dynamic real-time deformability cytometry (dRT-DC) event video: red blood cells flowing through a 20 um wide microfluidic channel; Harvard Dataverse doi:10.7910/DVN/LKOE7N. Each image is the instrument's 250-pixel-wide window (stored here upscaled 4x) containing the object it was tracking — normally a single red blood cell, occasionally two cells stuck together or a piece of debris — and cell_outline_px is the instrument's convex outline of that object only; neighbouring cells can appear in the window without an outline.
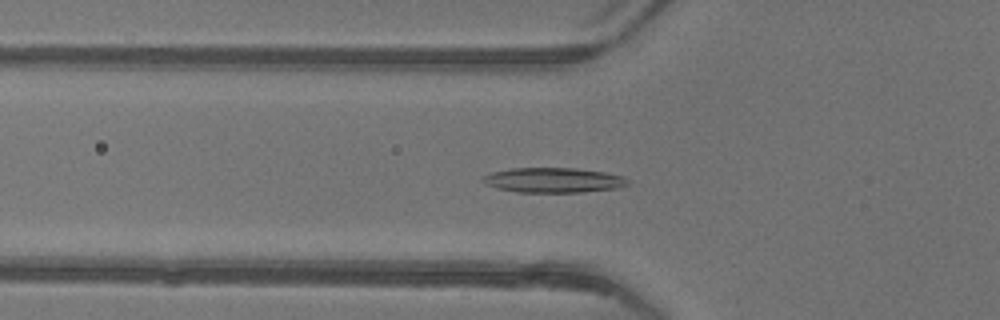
{"species": "common noctule bat (a hibernating species)", "species_latin": "Nyctalus noctula", "temperature_condition": "warm", "stored_images_in_passage": 40, "camera_frame_rate_fps": 3000, "um_per_image_px": 0.085, "animal": {"sex": "female"}, "frame": {"image": 1, "passage_image": 7, "time_ms": 2.0, "image_size_px": [1000, 320], "cell_outline_px": [[628, 184], [616, 188], [580, 192], [520, 192], [496, 188], [480, 180], [480, 176], [492, 172], [512, 168], [572, 168], [604, 172], [624, 176], [628, 180]], "centroid_in_image_um": [47.0, 15.31], "position_along_channel_um": 78.8, "area_um2": 20.92}}
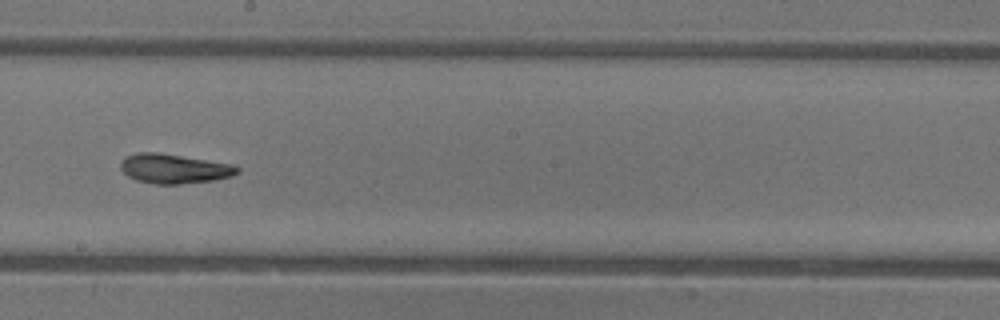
{"frame": {"image": 2, "passage_image": 18, "time_ms": 5.667, "image_size_px": [1000, 320], "cell_outline_px": [[240, 172], [232, 176], [212, 180], [180, 184], [156, 184], [136, 180], [128, 176], [120, 168], [120, 160], [124, 156], [136, 152], [160, 152], [232, 164], [240, 168]], "centroid_in_image_um": [14.77, 14.32], "position_along_channel_um": 233.4, "area_um2": 20.23}}
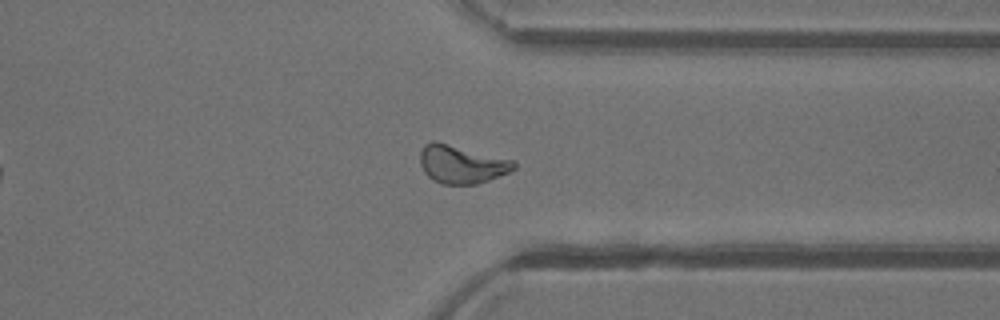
{"frame": {"image": 3, "passage_image": 28, "time_ms": 9.0, "image_size_px": [1000, 320], "cell_outline_px": [[516, 168], [500, 176], [476, 184], [444, 184], [432, 180], [424, 172], [420, 164], [420, 152], [424, 144], [432, 140], [436, 140], [512, 160], [516, 164]], "centroid_in_image_um": [39.19, 13.95], "position_along_channel_um": 372.2, "area_um2": 20.87}}